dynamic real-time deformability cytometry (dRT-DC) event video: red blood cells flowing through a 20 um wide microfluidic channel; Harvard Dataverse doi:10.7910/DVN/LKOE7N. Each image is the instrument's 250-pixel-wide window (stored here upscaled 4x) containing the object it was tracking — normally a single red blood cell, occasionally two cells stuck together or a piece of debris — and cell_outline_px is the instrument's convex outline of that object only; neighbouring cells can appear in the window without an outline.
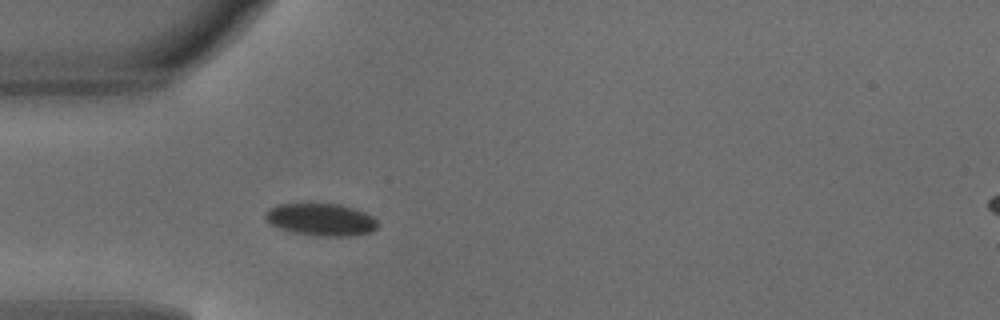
{"species": "common noctule bat (a hibernating species)", "species_latin": "Nyctalus noctula", "temperature_condition": "warm", "stored_images_in_passage": 35, "camera_frame_rate_fps": 3000, "um_per_image_px": 0.085, "animal": {"sex": "male", "body_mass_g": 18.8}, "frame": {"image": 1, "passage_image": 1, "time_ms": 0.0, "image_size_px": [1000, 320], "cell_outline_px": [[380, 224], [372, 232], [352, 236], [316, 236], [292, 232], [268, 224], [264, 220], [264, 212], [268, 208], [276, 204], [340, 204], [364, 212], [372, 216]], "centroid_in_image_um": [27.25, 18.67], "position_along_channel_um": 57.8, "area_um2": 21.44}}
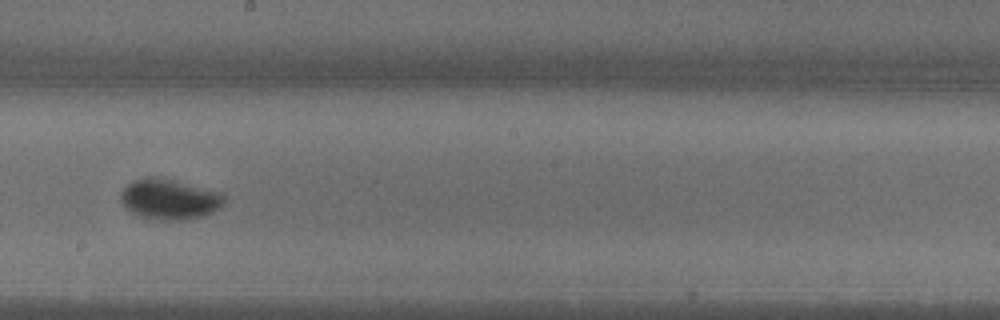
{"frame": {"image": 2, "passage_image": 14, "time_ms": 4.333, "image_size_px": [1000, 320], "cell_outline_px": [[224, 200], [220, 208], [212, 212], [200, 216], [180, 220], [160, 220], [140, 216], [128, 212], [124, 208], [120, 200], [120, 192], [128, 184], [136, 180], [148, 176], [152, 176], [172, 180], [224, 192]], "centroid_in_image_um": [14.37, 16.93], "position_along_channel_um": 233.8, "area_um2": 24.39}}
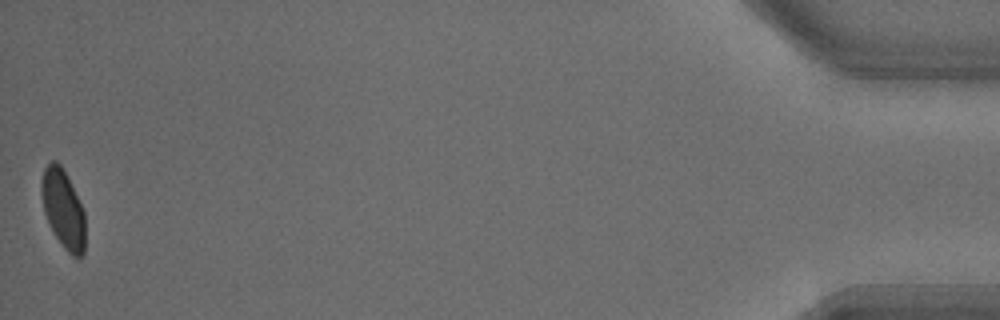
{"frame": {"image": 3, "passage_image": 35, "time_ms": 11.333, "image_size_px": [1000, 320], "cell_outline_px": [[84, 252], [80, 256], [72, 256], [64, 248], [56, 236], [44, 212], [40, 192], [40, 184], [44, 168], [52, 160], [56, 160], [60, 164], [68, 176], [84, 212]], "centroid_in_image_um": [5.35, 17.71], "position_along_channel_um": 429.9, "area_um2": 19.83}, "authors_computed_cell_mechanics": {"area_um2": 21.7328, "velocity_mm_per_s": 4.1439, "shape_relaxation_time_tau1_ms": 2.1728, "shape_relaxation_time_tau2_ms": null, "deformation_change_tau1": 0.089, "deformation_change_tau2": null}}